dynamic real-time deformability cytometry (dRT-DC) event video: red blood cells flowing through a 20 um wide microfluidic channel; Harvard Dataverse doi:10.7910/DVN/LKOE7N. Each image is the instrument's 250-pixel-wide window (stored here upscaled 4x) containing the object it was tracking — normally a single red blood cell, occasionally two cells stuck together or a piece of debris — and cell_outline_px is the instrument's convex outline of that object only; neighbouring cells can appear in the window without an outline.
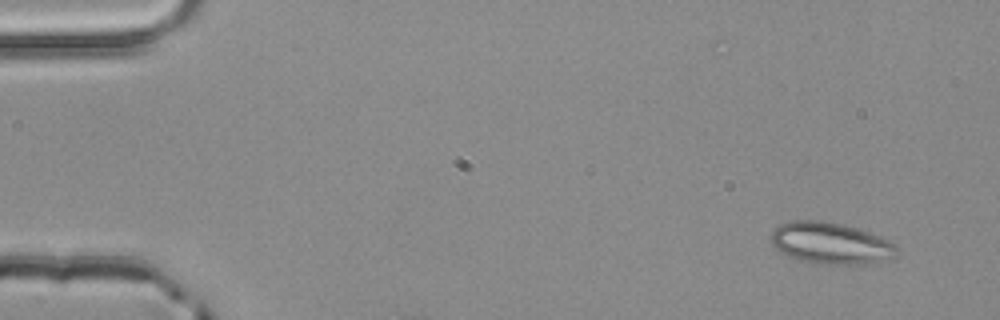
{"species": "common noctule bat (a hibernating species)", "species_latin": "Nyctalus noctula", "temperature_condition": "room temperature", "stored_images_in_passage": 3, "segment_of_instrument_passage": [1, 3], "camera_frame_rate_fps": 3000, "um_per_image_px": 0.085, "animal": {"sex": "male", "body_mass_g": 20.4}, "frame": {"image": 1, "passage_image": 1, "time_ms": 0.0, "image_size_px": [1000, 320], "cell_outline_px": [[896, 252], [892, 256], [856, 264], [816, 264], [800, 260], [788, 256], [780, 252], [772, 244], [772, 232], [780, 224], [792, 220], [820, 220], [844, 224], [880, 236], [888, 240], [896, 248]], "centroid_in_image_um": [70.51, 20.65], "position_along_channel_um": 14.5, "area_um2": 29.82}}